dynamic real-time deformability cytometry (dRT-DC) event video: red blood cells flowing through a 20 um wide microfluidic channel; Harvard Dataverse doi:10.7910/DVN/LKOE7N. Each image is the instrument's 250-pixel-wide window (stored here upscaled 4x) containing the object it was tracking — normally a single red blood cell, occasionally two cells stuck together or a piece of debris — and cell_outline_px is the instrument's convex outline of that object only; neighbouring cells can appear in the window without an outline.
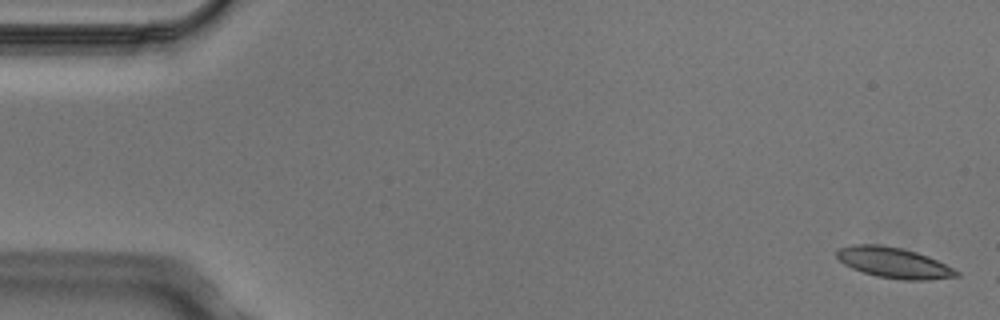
{"species": "Egyptian fruit bat (a non-hibernating species)", "species_latin": "Rousettus aegyptiacus", "temperature_condition": "cold", "stored_images_in_passage": 3, "camera_frame_rate_fps": 3000, "um_per_image_px": 0.085, "animal": {"sex": "male"}, "frame": {"image": 1, "passage_image": 1, "time_ms": 0.0, "image_size_px": [1000, 320], "cell_outline_px": [[960, 276], [928, 280], [900, 280], [876, 276], [852, 268], [844, 264], [836, 256], [836, 252], [840, 248], [852, 244], [880, 244], [900, 248], [916, 252], [928, 256], [960, 272]], "centroid_in_image_um": [75.97, 22.33], "position_along_channel_um": 9.0, "area_um2": 21.27}}